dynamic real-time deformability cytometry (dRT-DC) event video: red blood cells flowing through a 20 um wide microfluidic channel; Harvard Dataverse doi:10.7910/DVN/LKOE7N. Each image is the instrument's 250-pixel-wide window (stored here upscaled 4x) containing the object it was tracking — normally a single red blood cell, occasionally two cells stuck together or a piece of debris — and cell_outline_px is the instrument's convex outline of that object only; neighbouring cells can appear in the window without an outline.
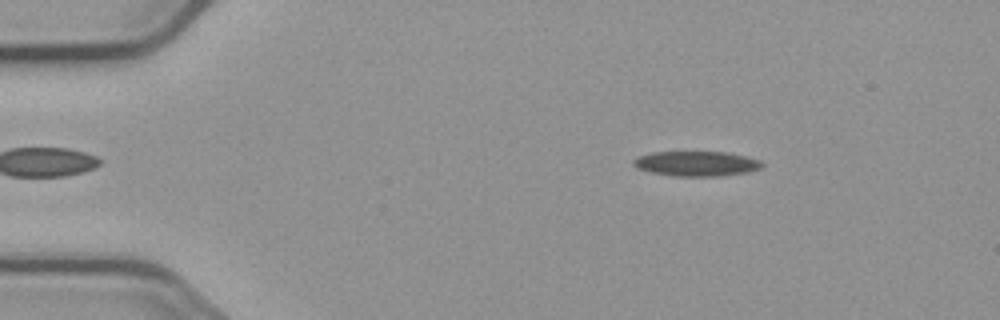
{"species": "common noctule bat (a hibernating species)", "species_latin": "Nyctalus noctula", "temperature_condition": "cold", "stored_images_in_passage": 3, "camera_frame_rate_fps": 3000, "um_per_image_px": 0.085, "animal": {"sex": "male", "body_mass_g": 23.1, "forearm_length_mm": 52.7}, "frame": {"image": 1, "passage_image": 1, "time_ms": 0.0, "image_size_px": [1000, 320], "cell_outline_px": [[764, 164], [760, 168], [748, 172], [716, 176], [676, 176], [652, 172], [636, 168], [632, 164], [632, 160], [636, 156], [652, 152], [728, 152], [760, 160]], "centroid_in_image_um": [59.16, 13.9], "position_along_channel_um": 25.8, "area_um2": 18.67}}